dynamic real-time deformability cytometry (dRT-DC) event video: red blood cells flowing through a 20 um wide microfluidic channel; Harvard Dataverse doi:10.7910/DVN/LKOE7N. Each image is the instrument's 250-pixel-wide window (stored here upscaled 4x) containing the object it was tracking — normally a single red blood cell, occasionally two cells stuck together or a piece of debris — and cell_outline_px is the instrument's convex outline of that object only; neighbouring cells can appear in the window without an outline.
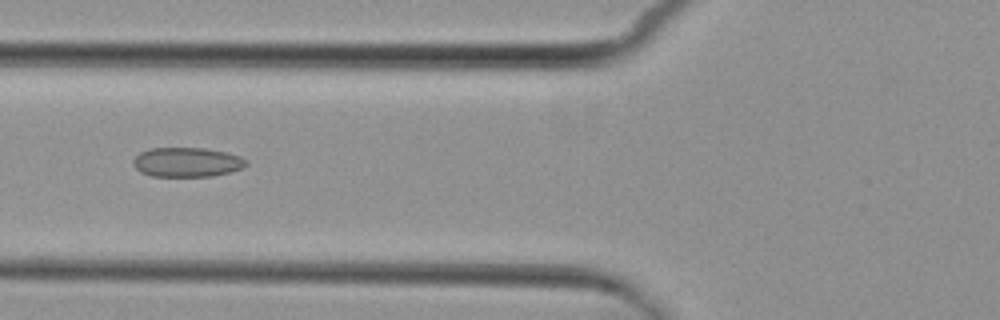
{"species": "common noctule bat (a hibernating species)", "species_latin": "Nyctalus noctula", "temperature_condition": "cold", "stored_images_in_passage": 9, "camera_frame_rate_fps": 3000, "um_per_image_px": 0.085, "animal": {"sex": "female", "body_mass_g": 29.2, "forearm_length_mm": 56.3}, "frame": {"image": 1, "passage_image": 6, "time_ms": 6.667, "image_size_px": [1000, 320], "cell_outline_px": [[248, 164], [244, 168], [212, 176], [152, 176], [140, 172], [132, 164], [132, 160], [140, 152], [152, 148], [204, 148], [224, 152], [240, 156], [248, 160]], "centroid_in_image_um": [15.89, 13.78], "position_along_channel_um": 109.9, "area_um2": 19.42}}
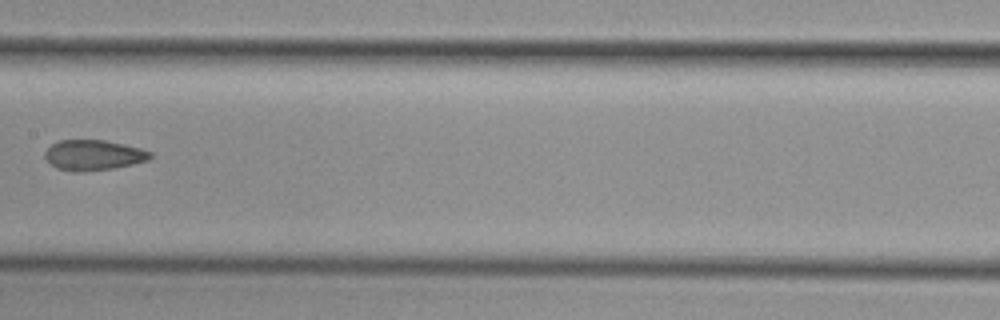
{"frame": {"image": 2, "passage_image": 8, "time_ms": 9.0, "image_size_px": [1000, 320], "cell_outline_px": [[152, 156], [148, 160], [132, 164], [112, 168], [80, 172], [72, 172], [56, 168], [44, 156], [44, 152], [52, 144], [60, 140], [104, 140], [124, 144], [140, 148], [152, 152]], "centroid_in_image_um": [7.94, 13.18], "position_along_channel_um": 199.5, "area_um2": 18.55}}
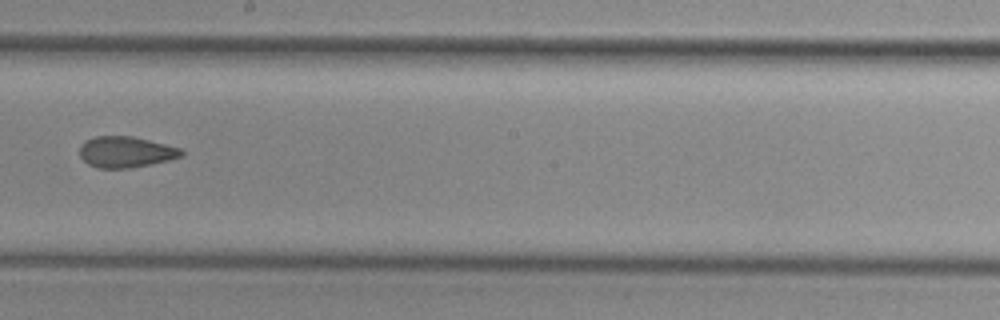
{"frame": {"image": 3, "passage_image": 9, "time_ms": 10.0, "image_size_px": [1000, 320], "cell_outline_px": [[184, 156], [152, 164], [132, 168], [96, 168], [88, 164], [80, 156], [80, 144], [84, 140], [96, 136], [132, 136], [180, 148], [184, 152]], "centroid_in_image_um": [10.67, 12.92], "position_along_channel_um": 237.5, "area_um2": 18.5}}